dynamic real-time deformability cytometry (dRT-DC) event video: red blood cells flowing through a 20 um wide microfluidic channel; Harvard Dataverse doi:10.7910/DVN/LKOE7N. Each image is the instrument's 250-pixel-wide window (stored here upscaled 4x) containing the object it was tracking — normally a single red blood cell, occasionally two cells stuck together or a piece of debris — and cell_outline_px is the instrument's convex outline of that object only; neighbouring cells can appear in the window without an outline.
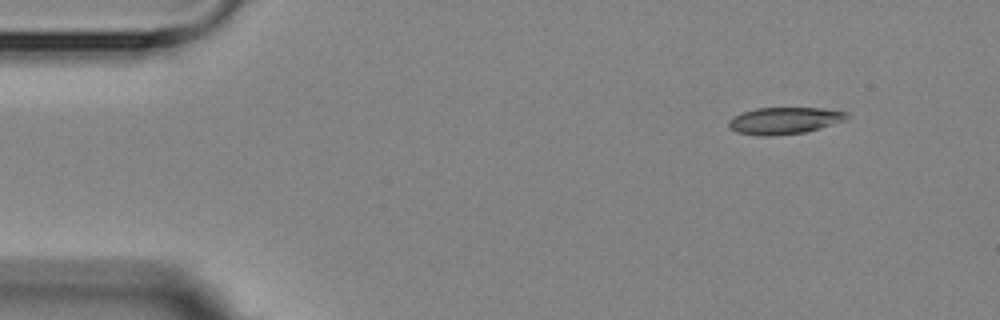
{"species": "Egyptian fruit bat (a non-hibernating species)", "species_latin": "Rousettus aegyptiacus", "temperature_condition": "room temperature", "stored_images_in_passage": 3, "camera_frame_rate_fps": 3000, "um_per_image_px": 0.085, "animal": {"sex": "female"}, "frame": {"image": 1, "passage_image": 1, "time_ms": 0.0, "image_size_px": [1000, 320], "cell_outline_px": [[852, 116], [848, 120], [820, 128], [804, 132], [772, 136], [760, 136], [736, 132], [728, 128], [728, 120], [732, 116], [756, 108], [824, 108], [848, 112]], "centroid_in_image_um": [66.7, 10.25], "position_along_channel_um": 18.3, "area_um2": 18.79}}
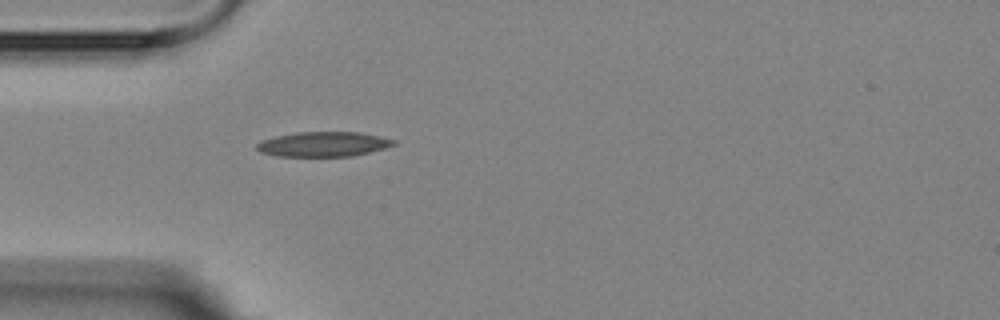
{"frame": {"image": 2, "passage_image": 3, "time_ms": 3.333, "image_size_px": [1000, 320], "cell_outline_px": [[396, 144], [384, 148], [352, 156], [276, 156], [260, 152], [256, 148], [256, 144], [264, 140], [276, 136], [296, 132], [356, 132], [380, 136], [396, 140]], "centroid_in_image_um": [27.48, 12.25], "position_along_channel_um": 57.5, "area_um2": 19.65}}